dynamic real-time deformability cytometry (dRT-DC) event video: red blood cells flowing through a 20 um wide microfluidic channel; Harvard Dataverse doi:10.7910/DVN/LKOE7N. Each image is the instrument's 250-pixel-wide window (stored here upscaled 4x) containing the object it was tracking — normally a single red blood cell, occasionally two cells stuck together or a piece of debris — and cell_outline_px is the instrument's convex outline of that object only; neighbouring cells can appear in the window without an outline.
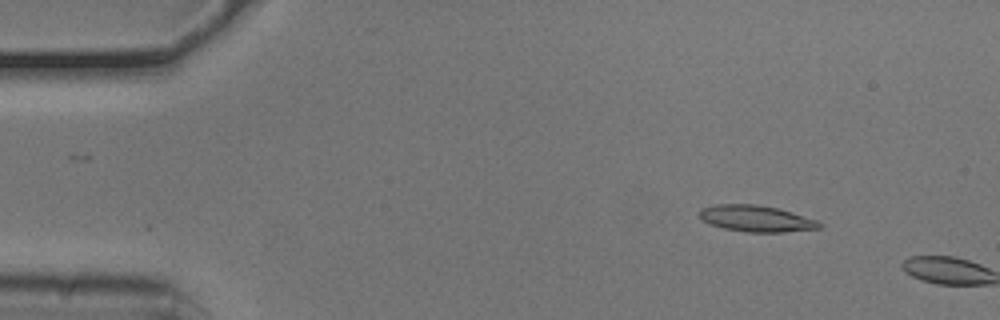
{"species": "common noctule bat (a hibernating species)", "species_latin": "Nyctalus noctula", "temperature_condition": "cold", "stored_images_in_passage": 3, "camera_frame_rate_fps": 3000, "um_per_image_px": 0.085, "animal": {"sex": "male", "body_mass_g": 20.5, "forearm_length_mm": 52.5}, "frame": {"image": 1, "passage_image": 1, "time_ms": 0.0, "image_size_px": [1000, 320], "cell_outline_px": [[824, 224], [820, 228], [784, 232], [744, 232], [724, 228], [708, 224], [700, 220], [700, 208], [716, 204], [756, 204], [780, 208], [816, 220]], "centroid_in_image_um": [64.25, 18.57], "position_along_channel_um": 20.7, "area_um2": 18.61}}